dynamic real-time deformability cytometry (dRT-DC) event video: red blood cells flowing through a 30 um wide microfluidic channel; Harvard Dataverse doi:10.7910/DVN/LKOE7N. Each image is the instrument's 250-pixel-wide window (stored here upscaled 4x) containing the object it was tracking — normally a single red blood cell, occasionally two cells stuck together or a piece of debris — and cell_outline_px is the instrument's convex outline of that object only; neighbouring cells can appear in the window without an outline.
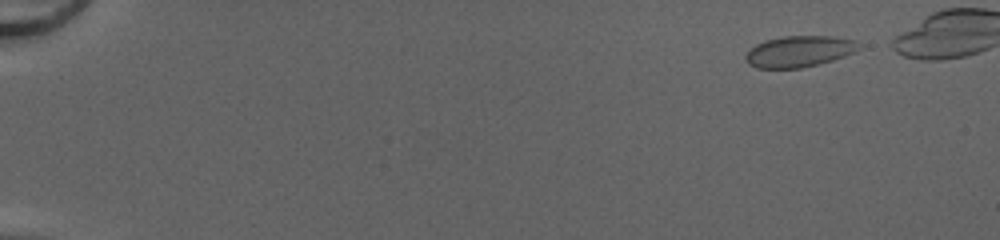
{"species": "common noctule bat (a hibernating species)", "species_latin": "Nyctalus noctula", "temperature_condition": "cold", "stored_images_in_passage": 47, "camera_frame_rate_fps": 3000, "um_per_image_px": 0.085, "animal": {"sex": "female", "body_mass_g": 20.0, "forearm_length_mm": 54.0}, "frame": {"image": 1, "passage_image": 4, "time_ms": 1.0, "image_size_px": [1000, 240], "cell_outline_px": [[864, 44], [860, 48], [844, 56], [820, 64], [800, 68], [756, 68], [748, 64], [744, 60], [744, 56], [756, 44], [764, 40], [784, 36], [832, 36], [856, 40]], "centroid_in_image_um": [67.94, 4.37], "position_along_channel_um": 17.1, "area_um2": 20.75}}
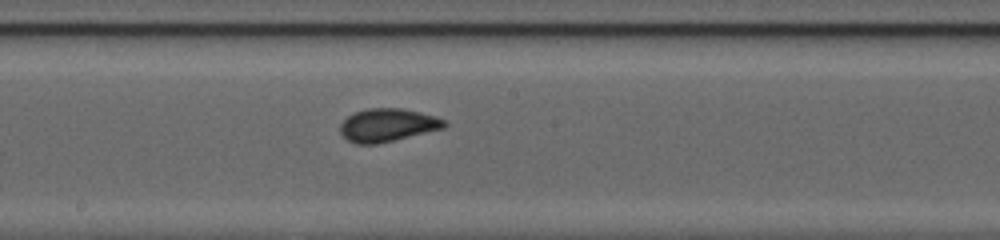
{"frame": {"image": 2, "passage_image": 29, "time_ms": 9.333, "image_size_px": [1000, 240], "cell_outline_px": [[448, 124], [444, 128], [376, 144], [356, 144], [348, 140], [340, 132], [340, 124], [348, 116], [356, 112], [368, 108], [404, 108], [436, 116], [448, 120]], "centroid_in_image_um": [32.98, 10.62], "position_along_channel_um": 215.2, "area_um2": 20.06}}
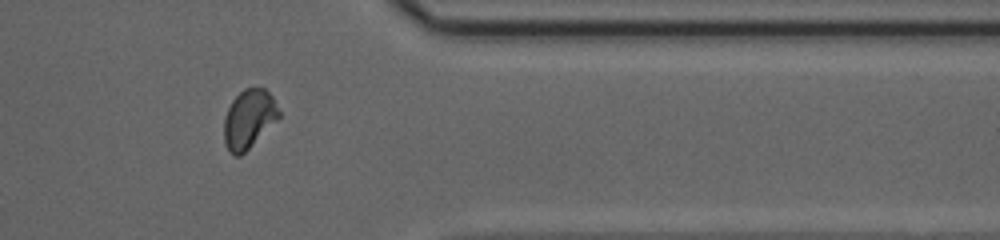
{"frame": {"image": 3, "passage_image": 42, "time_ms": 13.667, "image_size_px": [1000, 240], "cell_outline_px": [[280, 116], [240, 156], [236, 156], [228, 152], [224, 144], [224, 116], [232, 100], [244, 88], [264, 88], [272, 96], [280, 112]], "centroid_in_image_um": [21.12, 10.11], "position_along_channel_um": 390.3, "area_um2": 18.55}}